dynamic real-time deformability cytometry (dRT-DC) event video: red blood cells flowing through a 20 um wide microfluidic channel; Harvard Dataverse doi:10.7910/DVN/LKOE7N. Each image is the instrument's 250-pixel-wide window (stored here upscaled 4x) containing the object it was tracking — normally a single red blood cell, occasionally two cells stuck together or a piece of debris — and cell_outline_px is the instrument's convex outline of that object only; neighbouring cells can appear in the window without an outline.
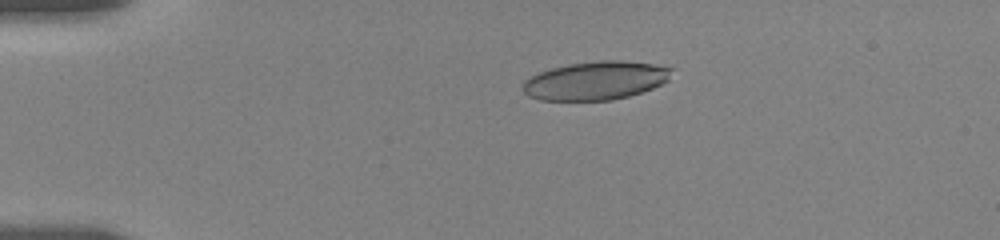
{"species": "human", "species_latin": "Homo sapiens", "temperature_condition": "room temperature", "stored_images_in_passage": 10, "camera_frame_rate_fps": 3000, "um_per_image_px": 0.085, "donor": {"sex": "female"}, "frame": {"image": 1, "passage_image": 4, "time_ms": 3.0, "image_size_px": [1000, 240], "cell_outline_px": [[676, 68], [668, 80], [652, 88], [628, 96], [612, 100], [540, 100], [528, 96], [520, 88], [524, 80], [540, 72], [552, 68], [568, 64], [600, 60], [624, 60], [672, 64]], "centroid_in_image_um": [50.72, 6.82], "position_along_channel_um": 34.3, "area_um2": 34.04}}
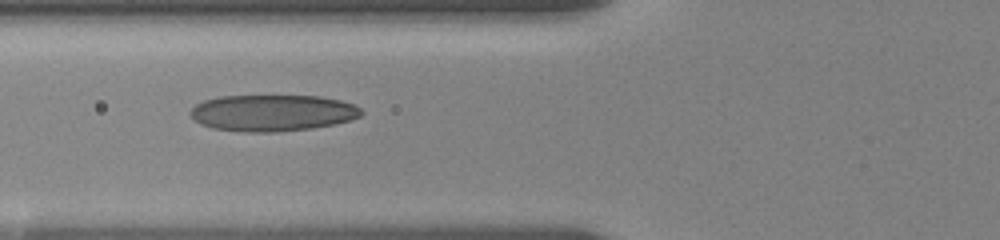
{"frame": {"image": 2, "passage_image": 7, "time_ms": 6.333, "image_size_px": [1000, 240], "cell_outline_px": [[364, 112], [360, 116], [348, 120], [332, 124], [312, 128], [272, 132], [244, 132], [212, 128], [200, 124], [188, 112], [196, 104], [204, 100], [220, 96], [320, 96], [340, 100], [356, 104]], "centroid_in_image_um": [23.15, 9.59], "position_along_channel_um": 102.6, "area_um2": 36.3}}
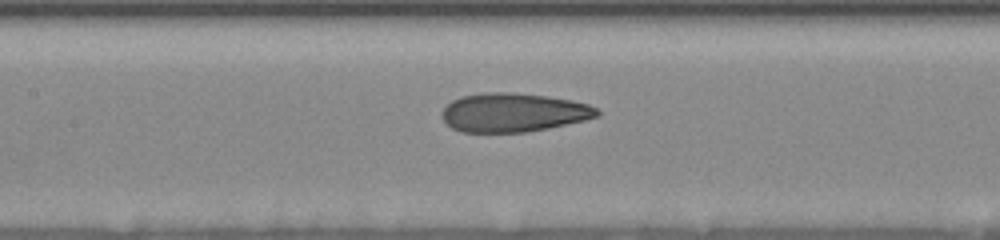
{"frame": {"image": 3, "passage_image": 9, "time_ms": 8.0, "image_size_px": [1000, 240], "cell_outline_px": [[600, 116], [584, 120], [548, 128], [528, 132], [460, 132], [452, 128], [440, 116], [440, 112], [452, 100], [460, 96], [484, 92], [512, 92], [548, 96], [572, 100], [588, 104], [596, 108], [600, 112]], "centroid_in_image_um": [43.62, 9.56], "position_along_channel_um": 163.8, "area_um2": 35.32}}